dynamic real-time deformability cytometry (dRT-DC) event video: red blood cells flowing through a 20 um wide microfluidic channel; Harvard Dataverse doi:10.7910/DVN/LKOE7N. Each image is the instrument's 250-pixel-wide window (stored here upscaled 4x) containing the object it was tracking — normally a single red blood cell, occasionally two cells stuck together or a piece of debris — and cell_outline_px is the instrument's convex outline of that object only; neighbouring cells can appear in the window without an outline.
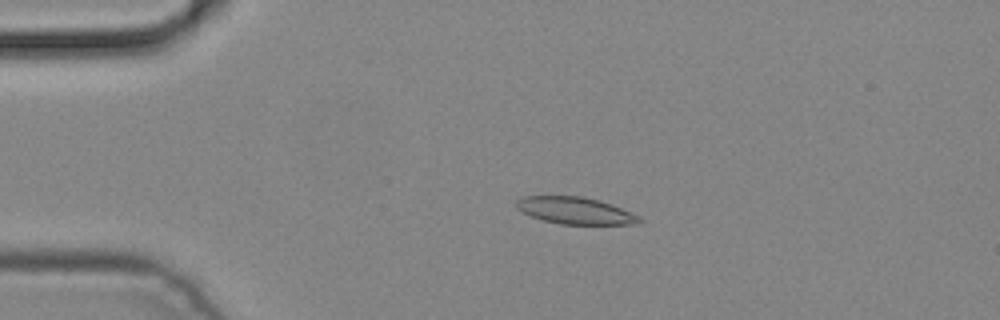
{"species": "common noctule bat (a hibernating species)", "species_latin": "Nyctalus noctula", "temperature_condition": "cold", "stored_images_in_passage": 3, "camera_frame_rate_fps": 3000, "um_per_image_px": 0.085, "animal": {"sex": "male", "body_mass_g": 19.2, "forearm_length_mm": 51.8}, "frame": {"image": 1, "passage_image": 2, "time_ms": 0.333, "image_size_px": [1000, 320], "cell_outline_px": [[644, 220], [640, 224], [560, 224], [544, 220], [532, 216], [516, 208], [516, 200], [524, 196], [580, 196], [600, 200], [632, 212], [640, 216]], "centroid_in_image_um": [48.94, 17.9], "position_along_channel_um": 36.1, "area_um2": 19.31}}